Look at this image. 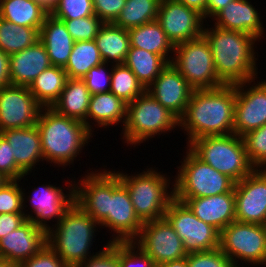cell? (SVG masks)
I'll use <instances>...</instances> for the list:
<instances>
[{"label":"cell","mask_w":266,"mask_h":267,"mask_svg":"<svg viewBox=\"0 0 266 267\" xmlns=\"http://www.w3.org/2000/svg\"><path fill=\"white\" fill-rule=\"evenodd\" d=\"M0 267H18V265L8 262L6 259L0 257Z\"/></svg>","instance_id":"54"},{"label":"cell","mask_w":266,"mask_h":267,"mask_svg":"<svg viewBox=\"0 0 266 267\" xmlns=\"http://www.w3.org/2000/svg\"><path fill=\"white\" fill-rule=\"evenodd\" d=\"M234 0H208L206 8V19L213 18L221 9L227 6L230 2Z\"/></svg>","instance_id":"50"},{"label":"cell","mask_w":266,"mask_h":267,"mask_svg":"<svg viewBox=\"0 0 266 267\" xmlns=\"http://www.w3.org/2000/svg\"><path fill=\"white\" fill-rule=\"evenodd\" d=\"M203 36L210 46L215 71L225 85H235L258 78L257 52L258 41L254 36L214 26L203 28Z\"/></svg>","instance_id":"3"},{"label":"cell","mask_w":266,"mask_h":267,"mask_svg":"<svg viewBox=\"0 0 266 267\" xmlns=\"http://www.w3.org/2000/svg\"><path fill=\"white\" fill-rule=\"evenodd\" d=\"M219 248L237 267H240L241 263L243 267L246 262L252 266H265L266 227L234 221L220 232Z\"/></svg>","instance_id":"11"},{"label":"cell","mask_w":266,"mask_h":267,"mask_svg":"<svg viewBox=\"0 0 266 267\" xmlns=\"http://www.w3.org/2000/svg\"><path fill=\"white\" fill-rule=\"evenodd\" d=\"M9 142L0 133V173L9 180L25 179V173L16 165Z\"/></svg>","instance_id":"45"},{"label":"cell","mask_w":266,"mask_h":267,"mask_svg":"<svg viewBox=\"0 0 266 267\" xmlns=\"http://www.w3.org/2000/svg\"><path fill=\"white\" fill-rule=\"evenodd\" d=\"M189 267H237L220 248L187 254Z\"/></svg>","instance_id":"42"},{"label":"cell","mask_w":266,"mask_h":267,"mask_svg":"<svg viewBox=\"0 0 266 267\" xmlns=\"http://www.w3.org/2000/svg\"><path fill=\"white\" fill-rule=\"evenodd\" d=\"M97 227L99 224L74 202L62 219L47 231V244L68 267L78 266L94 255L90 249Z\"/></svg>","instance_id":"5"},{"label":"cell","mask_w":266,"mask_h":267,"mask_svg":"<svg viewBox=\"0 0 266 267\" xmlns=\"http://www.w3.org/2000/svg\"><path fill=\"white\" fill-rule=\"evenodd\" d=\"M44 6L49 12L54 8V6L58 3L59 0H35Z\"/></svg>","instance_id":"53"},{"label":"cell","mask_w":266,"mask_h":267,"mask_svg":"<svg viewBox=\"0 0 266 267\" xmlns=\"http://www.w3.org/2000/svg\"><path fill=\"white\" fill-rule=\"evenodd\" d=\"M21 180H9L0 188V214H24L28 211L23 207V186L18 184Z\"/></svg>","instance_id":"40"},{"label":"cell","mask_w":266,"mask_h":267,"mask_svg":"<svg viewBox=\"0 0 266 267\" xmlns=\"http://www.w3.org/2000/svg\"><path fill=\"white\" fill-rule=\"evenodd\" d=\"M116 173L127 188L135 214L142 223L164 217L174 199V187L169 186L170 177L152 167L131 176L119 171Z\"/></svg>","instance_id":"6"},{"label":"cell","mask_w":266,"mask_h":267,"mask_svg":"<svg viewBox=\"0 0 266 267\" xmlns=\"http://www.w3.org/2000/svg\"><path fill=\"white\" fill-rule=\"evenodd\" d=\"M185 203L194 215L221 232L235 219L234 189L228 193L200 198H175Z\"/></svg>","instance_id":"21"},{"label":"cell","mask_w":266,"mask_h":267,"mask_svg":"<svg viewBox=\"0 0 266 267\" xmlns=\"http://www.w3.org/2000/svg\"><path fill=\"white\" fill-rule=\"evenodd\" d=\"M103 60L95 40L74 42L73 50L63 68L68 78L83 79L88 71L101 65Z\"/></svg>","instance_id":"33"},{"label":"cell","mask_w":266,"mask_h":267,"mask_svg":"<svg viewBox=\"0 0 266 267\" xmlns=\"http://www.w3.org/2000/svg\"><path fill=\"white\" fill-rule=\"evenodd\" d=\"M86 172L75 182V203L88 213L100 226L113 231L110 241L133 242L143 223L136 216L127 188L118 174L102 168ZM104 226V227H102Z\"/></svg>","instance_id":"1"},{"label":"cell","mask_w":266,"mask_h":267,"mask_svg":"<svg viewBox=\"0 0 266 267\" xmlns=\"http://www.w3.org/2000/svg\"><path fill=\"white\" fill-rule=\"evenodd\" d=\"M242 137L251 164L256 169H266V124Z\"/></svg>","instance_id":"37"},{"label":"cell","mask_w":266,"mask_h":267,"mask_svg":"<svg viewBox=\"0 0 266 267\" xmlns=\"http://www.w3.org/2000/svg\"><path fill=\"white\" fill-rule=\"evenodd\" d=\"M158 267H189L187 256L179 259V260H173V261H167L162 264H160Z\"/></svg>","instance_id":"52"},{"label":"cell","mask_w":266,"mask_h":267,"mask_svg":"<svg viewBox=\"0 0 266 267\" xmlns=\"http://www.w3.org/2000/svg\"><path fill=\"white\" fill-rule=\"evenodd\" d=\"M126 0H93L95 15L104 23H114Z\"/></svg>","instance_id":"47"},{"label":"cell","mask_w":266,"mask_h":267,"mask_svg":"<svg viewBox=\"0 0 266 267\" xmlns=\"http://www.w3.org/2000/svg\"><path fill=\"white\" fill-rule=\"evenodd\" d=\"M110 92L122 99L126 104L141 96L146 88L136 75L123 63L111 65Z\"/></svg>","instance_id":"36"},{"label":"cell","mask_w":266,"mask_h":267,"mask_svg":"<svg viewBox=\"0 0 266 267\" xmlns=\"http://www.w3.org/2000/svg\"><path fill=\"white\" fill-rule=\"evenodd\" d=\"M1 134L12 147L16 165L29 175L40 161H44L41 149V137L36 125L17 129H8Z\"/></svg>","instance_id":"24"},{"label":"cell","mask_w":266,"mask_h":267,"mask_svg":"<svg viewBox=\"0 0 266 267\" xmlns=\"http://www.w3.org/2000/svg\"><path fill=\"white\" fill-rule=\"evenodd\" d=\"M47 244V231L26 221L0 239V257L18 266Z\"/></svg>","instance_id":"20"},{"label":"cell","mask_w":266,"mask_h":267,"mask_svg":"<svg viewBox=\"0 0 266 267\" xmlns=\"http://www.w3.org/2000/svg\"><path fill=\"white\" fill-rule=\"evenodd\" d=\"M43 107L28 87L8 85L0 89V133L36 125Z\"/></svg>","instance_id":"16"},{"label":"cell","mask_w":266,"mask_h":267,"mask_svg":"<svg viewBox=\"0 0 266 267\" xmlns=\"http://www.w3.org/2000/svg\"><path fill=\"white\" fill-rule=\"evenodd\" d=\"M157 21L175 46L203 35V16L175 0H161Z\"/></svg>","instance_id":"18"},{"label":"cell","mask_w":266,"mask_h":267,"mask_svg":"<svg viewBox=\"0 0 266 267\" xmlns=\"http://www.w3.org/2000/svg\"><path fill=\"white\" fill-rule=\"evenodd\" d=\"M62 21L75 42L95 40L100 28L104 24L96 15Z\"/></svg>","instance_id":"38"},{"label":"cell","mask_w":266,"mask_h":267,"mask_svg":"<svg viewBox=\"0 0 266 267\" xmlns=\"http://www.w3.org/2000/svg\"><path fill=\"white\" fill-rule=\"evenodd\" d=\"M50 66L46 48L39 40L30 47L9 55L10 85L29 87L32 81Z\"/></svg>","instance_id":"23"},{"label":"cell","mask_w":266,"mask_h":267,"mask_svg":"<svg viewBox=\"0 0 266 267\" xmlns=\"http://www.w3.org/2000/svg\"><path fill=\"white\" fill-rule=\"evenodd\" d=\"M173 56L171 64L194 90L225 85L216 74L213 55L203 35L175 45Z\"/></svg>","instance_id":"10"},{"label":"cell","mask_w":266,"mask_h":267,"mask_svg":"<svg viewBox=\"0 0 266 267\" xmlns=\"http://www.w3.org/2000/svg\"><path fill=\"white\" fill-rule=\"evenodd\" d=\"M75 267H119V242L106 243L101 251Z\"/></svg>","instance_id":"44"},{"label":"cell","mask_w":266,"mask_h":267,"mask_svg":"<svg viewBox=\"0 0 266 267\" xmlns=\"http://www.w3.org/2000/svg\"><path fill=\"white\" fill-rule=\"evenodd\" d=\"M39 41V29L19 26L0 17V50L8 55Z\"/></svg>","instance_id":"34"},{"label":"cell","mask_w":266,"mask_h":267,"mask_svg":"<svg viewBox=\"0 0 266 267\" xmlns=\"http://www.w3.org/2000/svg\"><path fill=\"white\" fill-rule=\"evenodd\" d=\"M187 147L203 162L235 182L256 169L248 158L243 137L234 133L200 137L192 140Z\"/></svg>","instance_id":"7"},{"label":"cell","mask_w":266,"mask_h":267,"mask_svg":"<svg viewBox=\"0 0 266 267\" xmlns=\"http://www.w3.org/2000/svg\"><path fill=\"white\" fill-rule=\"evenodd\" d=\"M124 64L136 75V78L149 87L159 76L168 62L158 54L144 49L130 47Z\"/></svg>","instance_id":"32"},{"label":"cell","mask_w":266,"mask_h":267,"mask_svg":"<svg viewBox=\"0 0 266 267\" xmlns=\"http://www.w3.org/2000/svg\"><path fill=\"white\" fill-rule=\"evenodd\" d=\"M130 47L144 49L154 54L161 55L171 63L175 46L168 39L160 23L155 20L137 27L128 29ZM169 56V57H168Z\"/></svg>","instance_id":"28"},{"label":"cell","mask_w":266,"mask_h":267,"mask_svg":"<svg viewBox=\"0 0 266 267\" xmlns=\"http://www.w3.org/2000/svg\"><path fill=\"white\" fill-rule=\"evenodd\" d=\"M119 267L158 266L134 242H119Z\"/></svg>","instance_id":"41"},{"label":"cell","mask_w":266,"mask_h":267,"mask_svg":"<svg viewBox=\"0 0 266 267\" xmlns=\"http://www.w3.org/2000/svg\"><path fill=\"white\" fill-rule=\"evenodd\" d=\"M27 221L25 214H0V239Z\"/></svg>","instance_id":"48"},{"label":"cell","mask_w":266,"mask_h":267,"mask_svg":"<svg viewBox=\"0 0 266 267\" xmlns=\"http://www.w3.org/2000/svg\"><path fill=\"white\" fill-rule=\"evenodd\" d=\"M126 112L127 104L110 91L92 94L87 112V129L94 132L92 125L95 123L100 128H110L109 126L119 125L121 122L124 126Z\"/></svg>","instance_id":"26"},{"label":"cell","mask_w":266,"mask_h":267,"mask_svg":"<svg viewBox=\"0 0 266 267\" xmlns=\"http://www.w3.org/2000/svg\"><path fill=\"white\" fill-rule=\"evenodd\" d=\"M236 84L215 89L194 90L185 113L179 119L187 145L204 136L234 133Z\"/></svg>","instance_id":"2"},{"label":"cell","mask_w":266,"mask_h":267,"mask_svg":"<svg viewBox=\"0 0 266 267\" xmlns=\"http://www.w3.org/2000/svg\"><path fill=\"white\" fill-rule=\"evenodd\" d=\"M146 91L180 119L185 113L194 89L179 71L168 63Z\"/></svg>","instance_id":"19"},{"label":"cell","mask_w":266,"mask_h":267,"mask_svg":"<svg viewBox=\"0 0 266 267\" xmlns=\"http://www.w3.org/2000/svg\"><path fill=\"white\" fill-rule=\"evenodd\" d=\"M39 40L46 48L51 65L64 68L75 42L64 22L48 14L39 30Z\"/></svg>","instance_id":"25"},{"label":"cell","mask_w":266,"mask_h":267,"mask_svg":"<svg viewBox=\"0 0 266 267\" xmlns=\"http://www.w3.org/2000/svg\"><path fill=\"white\" fill-rule=\"evenodd\" d=\"M18 267H68L56 252L46 244L37 254L24 260Z\"/></svg>","instance_id":"46"},{"label":"cell","mask_w":266,"mask_h":267,"mask_svg":"<svg viewBox=\"0 0 266 267\" xmlns=\"http://www.w3.org/2000/svg\"><path fill=\"white\" fill-rule=\"evenodd\" d=\"M48 14L35 0H0V17L19 26L40 30Z\"/></svg>","instance_id":"30"},{"label":"cell","mask_w":266,"mask_h":267,"mask_svg":"<svg viewBox=\"0 0 266 267\" xmlns=\"http://www.w3.org/2000/svg\"><path fill=\"white\" fill-rule=\"evenodd\" d=\"M234 194L236 221L266 224V169H255L236 182Z\"/></svg>","instance_id":"17"},{"label":"cell","mask_w":266,"mask_h":267,"mask_svg":"<svg viewBox=\"0 0 266 267\" xmlns=\"http://www.w3.org/2000/svg\"><path fill=\"white\" fill-rule=\"evenodd\" d=\"M108 66V63L103 62L101 65L92 67L82 79L91 95L110 91L112 68L110 69L109 67L108 69ZM106 69L110 73H108Z\"/></svg>","instance_id":"43"},{"label":"cell","mask_w":266,"mask_h":267,"mask_svg":"<svg viewBox=\"0 0 266 267\" xmlns=\"http://www.w3.org/2000/svg\"><path fill=\"white\" fill-rule=\"evenodd\" d=\"M213 19V26L224 30L240 31L254 36L258 42L264 38L263 20L250 0H234L221 9Z\"/></svg>","instance_id":"22"},{"label":"cell","mask_w":266,"mask_h":267,"mask_svg":"<svg viewBox=\"0 0 266 267\" xmlns=\"http://www.w3.org/2000/svg\"><path fill=\"white\" fill-rule=\"evenodd\" d=\"M90 97V91L82 79L68 78L59 98L51 108L60 115L84 122L87 127Z\"/></svg>","instance_id":"27"},{"label":"cell","mask_w":266,"mask_h":267,"mask_svg":"<svg viewBox=\"0 0 266 267\" xmlns=\"http://www.w3.org/2000/svg\"><path fill=\"white\" fill-rule=\"evenodd\" d=\"M161 0H126L114 24L124 29L157 20Z\"/></svg>","instance_id":"35"},{"label":"cell","mask_w":266,"mask_h":267,"mask_svg":"<svg viewBox=\"0 0 266 267\" xmlns=\"http://www.w3.org/2000/svg\"><path fill=\"white\" fill-rule=\"evenodd\" d=\"M36 126L44 161L53 163L54 167L64 168L73 164L94 135L84 122L60 115L51 107L41 109Z\"/></svg>","instance_id":"4"},{"label":"cell","mask_w":266,"mask_h":267,"mask_svg":"<svg viewBox=\"0 0 266 267\" xmlns=\"http://www.w3.org/2000/svg\"><path fill=\"white\" fill-rule=\"evenodd\" d=\"M10 85L9 55L0 50V89Z\"/></svg>","instance_id":"49"},{"label":"cell","mask_w":266,"mask_h":267,"mask_svg":"<svg viewBox=\"0 0 266 267\" xmlns=\"http://www.w3.org/2000/svg\"><path fill=\"white\" fill-rule=\"evenodd\" d=\"M69 183L67 187V194L64 193V188L51 184H43L36 187L32 191V196L29 194L26 196L24 193L26 190H23V207L27 208L28 206L25 204V201L30 203V207H32L30 212L24 213L27 221L33 222L34 225L41 227L48 231L51 228L50 220H56V224L62 219L65 212L72 206L75 202V181ZM70 188V189H69ZM26 205V206H25ZM29 213V214H28ZM34 213V215H33Z\"/></svg>","instance_id":"13"},{"label":"cell","mask_w":266,"mask_h":267,"mask_svg":"<svg viewBox=\"0 0 266 267\" xmlns=\"http://www.w3.org/2000/svg\"><path fill=\"white\" fill-rule=\"evenodd\" d=\"M97 48L104 63L123 64L130 48L127 29L114 23H104L95 37Z\"/></svg>","instance_id":"29"},{"label":"cell","mask_w":266,"mask_h":267,"mask_svg":"<svg viewBox=\"0 0 266 267\" xmlns=\"http://www.w3.org/2000/svg\"><path fill=\"white\" fill-rule=\"evenodd\" d=\"M9 181L7 177L0 173V188Z\"/></svg>","instance_id":"55"},{"label":"cell","mask_w":266,"mask_h":267,"mask_svg":"<svg viewBox=\"0 0 266 267\" xmlns=\"http://www.w3.org/2000/svg\"><path fill=\"white\" fill-rule=\"evenodd\" d=\"M256 79L236 84L234 134L241 137L266 124V80Z\"/></svg>","instance_id":"15"},{"label":"cell","mask_w":266,"mask_h":267,"mask_svg":"<svg viewBox=\"0 0 266 267\" xmlns=\"http://www.w3.org/2000/svg\"><path fill=\"white\" fill-rule=\"evenodd\" d=\"M176 126L179 127V119L145 91L127 104L123 143L137 146L155 135L167 134Z\"/></svg>","instance_id":"8"},{"label":"cell","mask_w":266,"mask_h":267,"mask_svg":"<svg viewBox=\"0 0 266 267\" xmlns=\"http://www.w3.org/2000/svg\"><path fill=\"white\" fill-rule=\"evenodd\" d=\"M68 80L63 68L51 65L29 85V90L42 107H51L59 98Z\"/></svg>","instance_id":"31"},{"label":"cell","mask_w":266,"mask_h":267,"mask_svg":"<svg viewBox=\"0 0 266 267\" xmlns=\"http://www.w3.org/2000/svg\"><path fill=\"white\" fill-rule=\"evenodd\" d=\"M181 4H184L188 8L196 10L199 14L203 16V19L206 20V8L208 0H175Z\"/></svg>","instance_id":"51"},{"label":"cell","mask_w":266,"mask_h":267,"mask_svg":"<svg viewBox=\"0 0 266 267\" xmlns=\"http://www.w3.org/2000/svg\"><path fill=\"white\" fill-rule=\"evenodd\" d=\"M164 217L183 241L187 254L220 247V232L197 218L185 203L174 198L169 203Z\"/></svg>","instance_id":"12"},{"label":"cell","mask_w":266,"mask_h":267,"mask_svg":"<svg viewBox=\"0 0 266 267\" xmlns=\"http://www.w3.org/2000/svg\"><path fill=\"white\" fill-rule=\"evenodd\" d=\"M49 14L59 20L93 16V0H59Z\"/></svg>","instance_id":"39"},{"label":"cell","mask_w":266,"mask_h":267,"mask_svg":"<svg viewBox=\"0 0 266 267\" xmlns=\"http://www.w3.org/2000/svg\"><path fill=\"white\" fill-rule=\"evenodd\" d=\"M133 242L157 266L187 256L183 241L165 217L143 223L138 237Z\"/></svg>","instance_id":"14"},{"label":"cell","mask_w":266,"mask_h":267,"mask_svg":"<svg viewBox=\"0 0 266 267\" xmlns=\"http://www.w3.org/2000/svg\"><path fill=\"white\" fill-rule=\"evenodd\" d=\"M177 167L172 187L174 198H200L232 191L235 181L199 159L188 147Z\"/></svg>","instance_id":"9"}]
</instances>
